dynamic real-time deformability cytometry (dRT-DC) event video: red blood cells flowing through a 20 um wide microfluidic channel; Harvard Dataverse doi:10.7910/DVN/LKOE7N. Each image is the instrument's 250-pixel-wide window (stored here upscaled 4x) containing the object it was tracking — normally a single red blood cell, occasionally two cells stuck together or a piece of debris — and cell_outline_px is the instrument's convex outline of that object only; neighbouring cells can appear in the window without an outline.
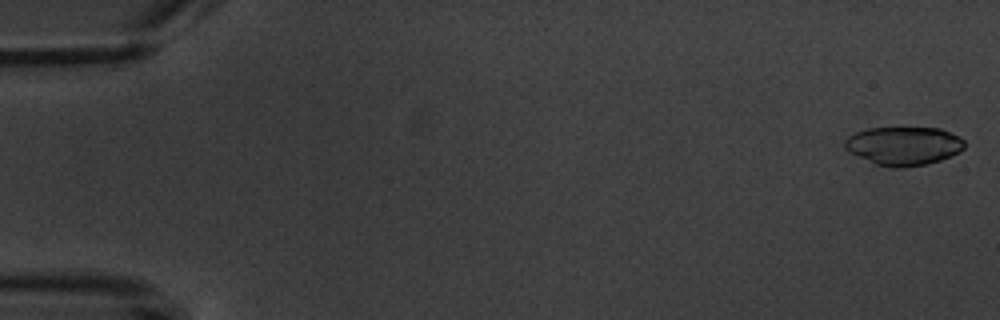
{"species": "common noctule bat (a hibernating species)", "species_latin": "Nyctalus noctula", "temperature_condition": "warm", "stored_images_in_passage": 5, "camera_frame_rate_fps": 3000, "um_per_image_px": 0.085, "animal": {"sex": "male", "body_mass_g": 20.1, "forearm_length_mm": 53.5}, "frame": {"image": 1, "passage_image": 1, "time_ms": 0.0, "image_size_px": [1000, 320], "cell_outline_px": [[964, 148], [960, 152], [940, 160], [928, 164], [900, 168], [892, 168], [876, 164], [848, 152], [844, 148], [844, 140], [848, 136], [856, 132], [868, 128], [940, 128], [964, 140]], "centroid_in_image_um": [76.78, 12.41], "position_along_channel_um": 8.2, "area_um2": 26.88}}
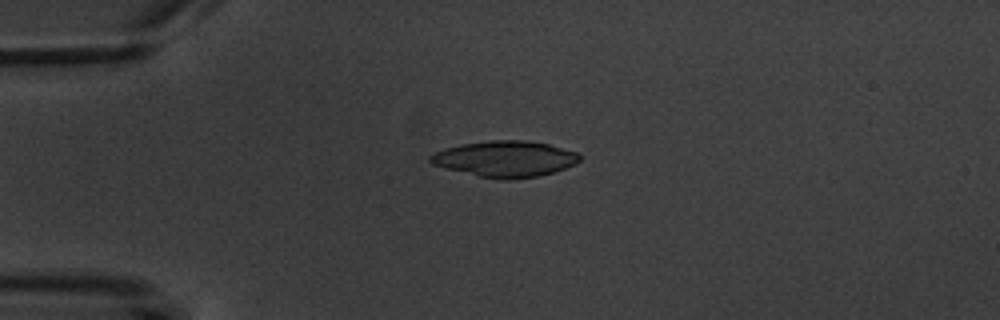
{"frame": {"image": 2, "passage_image": 4, "time_ms": 4.333, "image_size_px": [1000, 320], "cell_outline_px": [[580, 160], [576, 164], [540, 176], [508, 180], [504, 180], [480, 176], [432, 164], [428, 160], [428, 156], [436, 152], [448, 148], [464, 144], [488, 140], [528, 140], [548, 144], [576, 152], [580, 156]], "centroid_in_image_um": [42.97, 13.5], "position_along_channel_um": 42.0, "area_um2": 30.98}}